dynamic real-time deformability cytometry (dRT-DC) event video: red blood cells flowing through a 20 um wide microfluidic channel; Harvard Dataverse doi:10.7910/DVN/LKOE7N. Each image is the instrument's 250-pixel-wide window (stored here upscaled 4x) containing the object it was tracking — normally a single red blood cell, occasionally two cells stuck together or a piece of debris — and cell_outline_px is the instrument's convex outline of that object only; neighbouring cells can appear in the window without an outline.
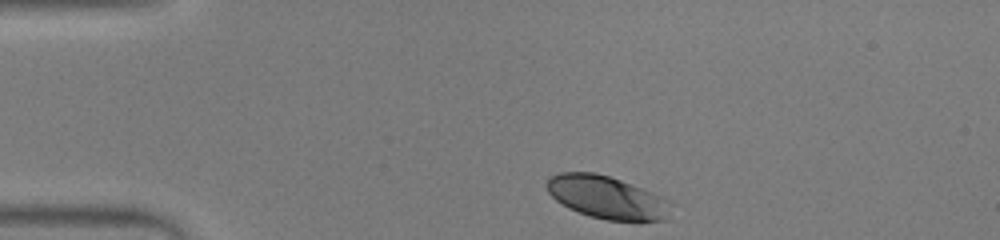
{"species": "human", "species_latin": "Homo sapiens", "temperature_condition": "warm", "stored_images_in_passage": 36, "camera_frame_rate_fps": 3000, "um_per_image_px": 0.085, "donor": {"sex": "male"}, "frame": {"image": 1, "passage_image": 1, "time_ms": 0.0, "image_size_px": [1000, 240], "cell_outline_px": [[668, 200], [664, 220], [640, 224], [608, 220], [592, 216], [568, 208], [556, 200], [548, 192], [548, 176], [560, 172], [596, 172], [620, 180], [660, 196]], "centroid_in_image_um": [51.55, 16.8], "position_along_channel_um": 33.5, "area_um2": 30.75}}
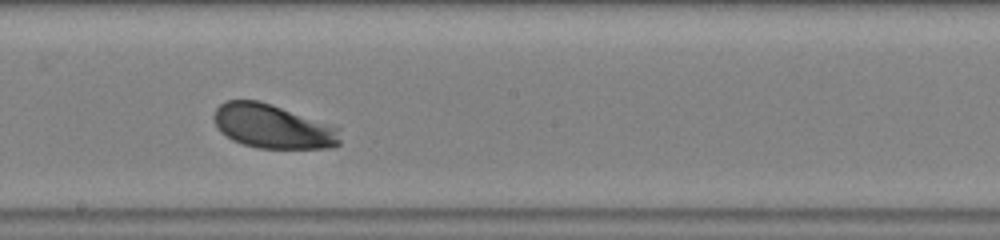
{"frame": {"image": 2, "passage_image": 20, "time_ms": 6.333, "image_size_px": [1000, 240], "cell_outline_px": [[340, 144], [336, 148], [256, 148], [232, 140], [220, 132], [212, 116], [216, 108], [220, 104], [228, 100], [260, 100], [272, 104], [340, 128]], "centroid_in_image_um": [23.18, 10.75], "position_along_channel_um": 225.0, "area_um2": 32.54}}
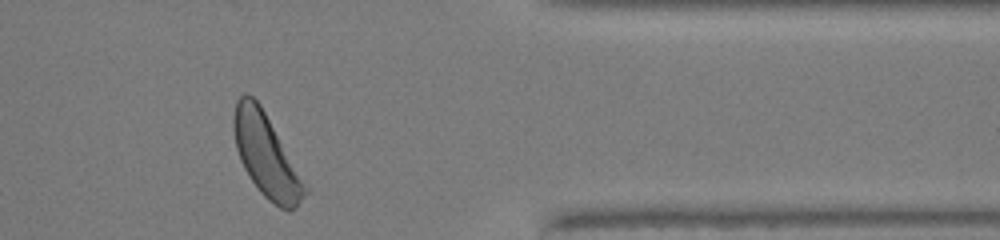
{"frame": {"image": 3, "passage_image": 34, "time_ms": 11.0, "image_size_px": [1000, 240], "cell_outline_px": [[308, 192], [288, 212], [280, 208], [268, 200], [260, 192], [244, 168], [240, 160], [236, 148], [232, 128], [232, 116], [236, 100], [244, 92], [252, 96], [260, 104], [308, 188]], "centroid_in_image_um": [22.58, 13.18], "position_along_channel_um": 388.8, "area_um2": 33.81}, "authors_computed_cell_mechanics": {"area_um2": 32.0501, "velocity_mm_per_s": 3.8844, "shape_relaxation_time_tau1_ms": 1.3997, "shape_relaxation_time_tau2_ms": null, "deformation_change_tau1": 0.0939, "deformation_change_tau2": null}}